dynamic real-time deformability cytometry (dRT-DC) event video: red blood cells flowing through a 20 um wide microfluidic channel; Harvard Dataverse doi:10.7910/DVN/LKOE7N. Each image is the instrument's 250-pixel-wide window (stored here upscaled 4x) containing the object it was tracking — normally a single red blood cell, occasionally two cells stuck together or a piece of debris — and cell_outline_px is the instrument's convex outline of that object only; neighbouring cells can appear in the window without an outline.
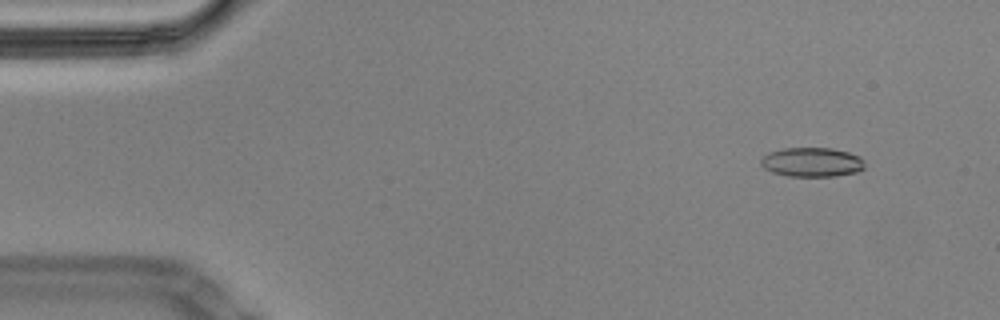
{"species": "Egyptian fruit bat (a non-hibernating species)", "species_latin": "Rousettus aegyptiacus", "temperature_condition": "cold", "stored_images_in_passage": 57, "camera_frame_rate_fps": 3000, "um_per_image_px": 0.085, "animal": {"sex": "male"}, "frame": {"image": 1, "passage_image": 5, "time_ms": 1.333, "image_size_px": [1000, 320], "cell_outline_px": [[864, 168], [856, 172], [836, 176], [788, 176], [772, 172], [764, 168], [760, 164], [760, 160], [768, 152], [784, 148], [832, 148], [848, 152], [860, 156], [864, 160]], "centroid_in_image_um": [69.01, 13.78], "position_along_channel_um": 16.0, "area_um2": 17.8}}
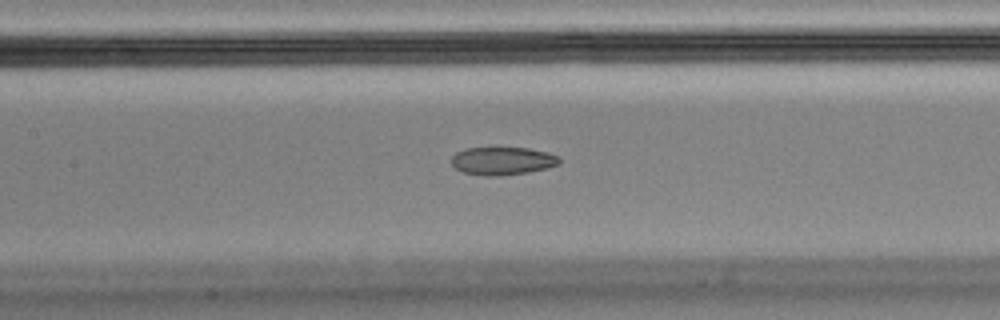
{"frame": {"image": 2, "passage_image": 26, "time_ms": 8.333, "image_size_px": [1000, 320], "cell_outline_px": [[560, 164], [528, 172], [500, 176], [492, 176], [464, 172], [456, 168], [452, 164], [452, 156], [456, 152], [464, 148], [528, 148], [548, 152], [560, 156]], "centroid_in_image_um": [42.73, 13.66], "position_along_channel_um": 164.7, "area_um2": 17.46}}
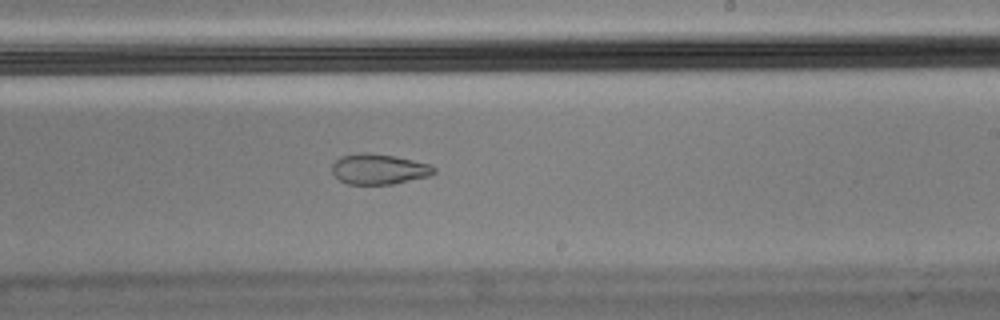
{"frame": {"image": 3, "passage_image": 34, "time_ms": 11.0, "image_size_px": [1000, 320], "cell_outline_px": [[436, 172], [428, 176], [392, 184], [348, 184], [340, 180], [332, 172], [332, 164], [340, 156], [364, 152], [368, 152], [392, 156], [412, 160], [428, 164], [436, 168]], "centroid_in_image_um": [32.18, 14.37], "position_along_channel_um": 256.8, "area_um2": 17.86}, "authors_computed_cell_mechanics": {"area_um2": 18.4382, "velocity_mm_per_s": 3.4628, "shape_relaxation_time_tau1_ms": null, "shape_relaxation_time_tau2_ms": 2.1045, "deformation_change_tau1": null, "deformation_change_tau2": 0.0761}}